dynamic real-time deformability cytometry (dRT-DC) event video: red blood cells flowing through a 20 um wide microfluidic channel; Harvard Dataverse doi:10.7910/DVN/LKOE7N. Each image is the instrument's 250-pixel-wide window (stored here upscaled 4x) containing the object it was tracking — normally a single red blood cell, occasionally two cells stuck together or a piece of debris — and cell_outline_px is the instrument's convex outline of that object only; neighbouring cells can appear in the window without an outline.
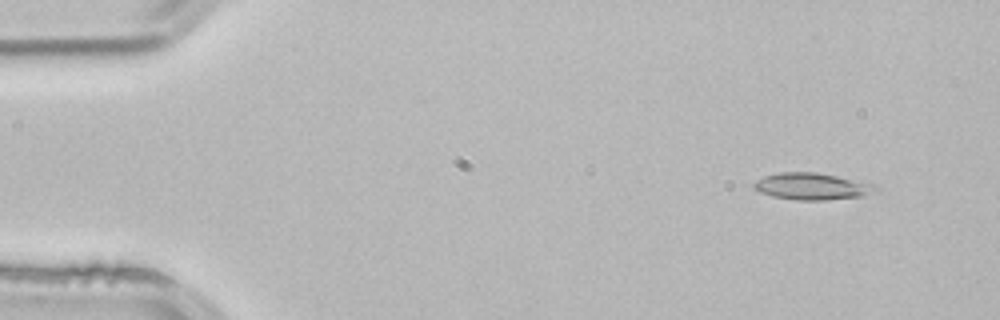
{"species": "common noctule bat (a hibernating species)", "species_latin": "Nyctalus noctula", "temperature_condition": "room temperature", "stored_images_in_passage": 2, "camera_frame_rate_fps": 3000, "um_per_image_px": 0.085, "animal": {"sex": "male", "body_mass_g": 21.5, "forearm_length_mm": 52.0}, "frame": {"image": 1, "passage_image": 1, "time_ms": 0.0, "image_size_px": [1000, 320], "cell_outline_px": [[880, 188], [864, 196], [824, 200], [796, 200], [772, 196], [760, 192], [752, 188], [752, 184], [756, 180], [764, 176], [780, 172], [816, 172], [836, 176], [872, 184]], "centroid_in_image_um": [68.96, 15.84], "position_along_channel_um": 16.0, "area_um2": 18.9}}